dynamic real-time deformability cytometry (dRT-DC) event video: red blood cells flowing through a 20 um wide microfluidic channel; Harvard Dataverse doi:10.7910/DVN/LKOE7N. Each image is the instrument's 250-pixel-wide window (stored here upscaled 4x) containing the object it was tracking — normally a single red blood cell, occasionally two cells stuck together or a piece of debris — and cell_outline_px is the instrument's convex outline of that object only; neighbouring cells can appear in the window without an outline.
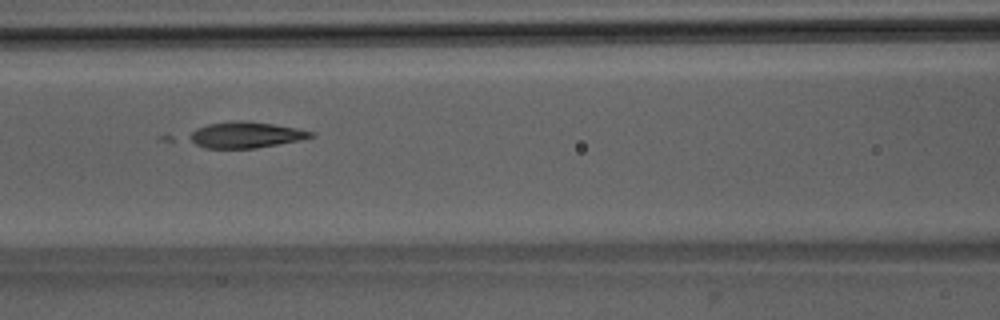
{"species": "Egyptian fruit bat (a non-hibernating species)", "species_latin": "Rousettus aegyptiacus", "temperature_condition": "room temperature", "stored_images_in_passage": 38, "camera_frame_rate_fps": 3000, "um_per_image_px": 0.085, "animal": {"sex": "male"}, "frame": {"image": 1, "passage_image": 14, "time_ms": 4.333, "image_size_px": [1000, 320], "cell_outline_px": [[316, 136], [300, 140], [256, 148], [204, 148], [188, 140], [184, 136], [196, 128], [208, 124], [236, 120], [244, 120], [272, 124], [296, 128], [316, 132]], "centroid_in_image_um": [20.84, 11.46], "position_along_channel_um": 145.8, "area_um2": 18.67}}
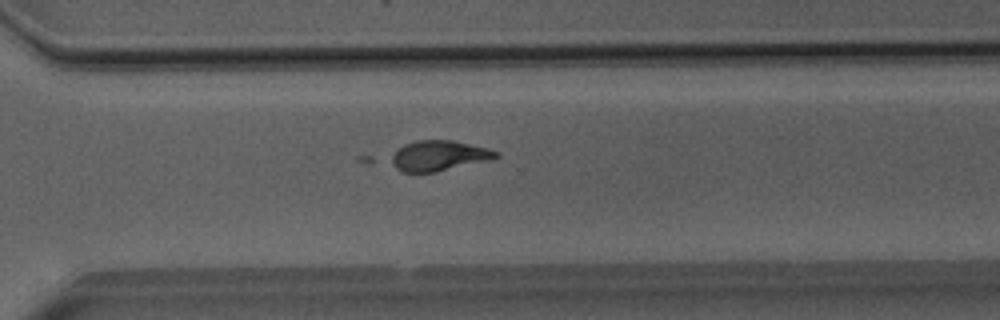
{"frame": {"image": 2, "passage_image": 28, "time_ms": 9.0, "image_size_px": [1000, 320], "cell_outline_px": [[500, 156], [436, 172], [400, 172], [368, 164], [356, 160], [356, 156], [416, 140], [452, 140], [488, 148], [500, 152]], "centroid_in_image_um": [36.34, 13.26], "position_along_channel_um": 334.3, "area_um2": 22.43}}
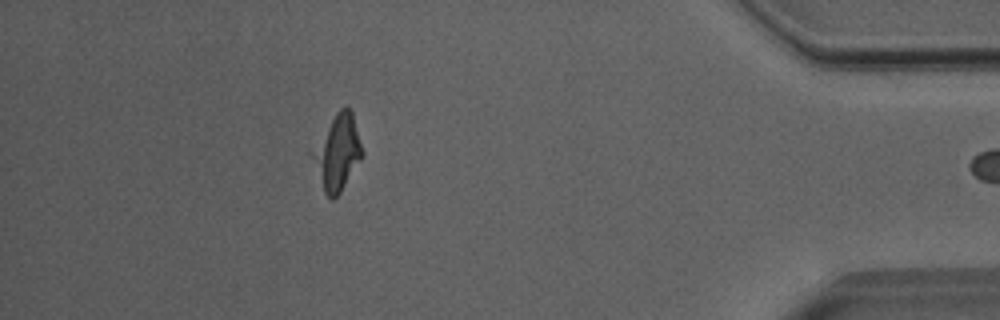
{"frame": {"image": 3, "passage_image": 37, "time_ms": 12.0, "image_size_px": [1000, 320], "cell_outline_px": [[364, 156], [340, 192], [332, 200], [324, 192], [308, 152], [336, 112], [344, 104], [352, 112], [364, 152]], "centroid_in_image_um": [28.66, 12.94], "position_along_channel_um": 406.5, "area_um2": 22.08}}